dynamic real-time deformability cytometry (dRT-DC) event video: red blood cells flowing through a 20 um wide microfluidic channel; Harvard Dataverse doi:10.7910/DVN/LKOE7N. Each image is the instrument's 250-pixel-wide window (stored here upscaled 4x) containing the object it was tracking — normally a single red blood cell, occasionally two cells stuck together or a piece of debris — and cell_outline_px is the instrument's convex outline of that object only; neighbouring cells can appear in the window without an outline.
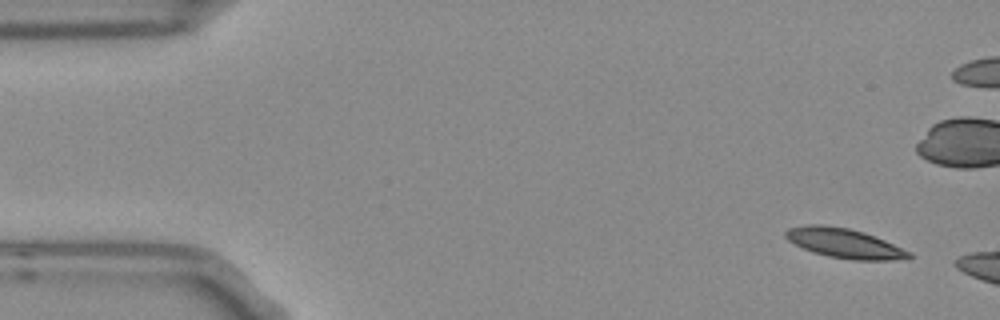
{"species": "Egyptian fruit bat (a non-hibernating species)", "species_latin": "Rousettus aegyptiacus", "temperature_condition": "room temperature", "stored_images_in_passage": 5, "camera_frame_rate_fps": 3000, "um_per_image_px": 0.085, "frame": {"image": 1, "passage_image": 1, "time_ms": 0.0, "image_size_px": [1000, 320], "cell_outline_px": [[912, 256], [908, 260], [852, 260], [828, 256], [812, 252], [788, 240], [784, 236], [784, 232], [788, 228], [808, 224], [820, 224], [848, 228], [864, 232], [884, 240], [912, 252]], "centroid_in_image_um": [71.8, 20.68], "position_along_channel_um": 13.2, "area_um2": 21.39}}